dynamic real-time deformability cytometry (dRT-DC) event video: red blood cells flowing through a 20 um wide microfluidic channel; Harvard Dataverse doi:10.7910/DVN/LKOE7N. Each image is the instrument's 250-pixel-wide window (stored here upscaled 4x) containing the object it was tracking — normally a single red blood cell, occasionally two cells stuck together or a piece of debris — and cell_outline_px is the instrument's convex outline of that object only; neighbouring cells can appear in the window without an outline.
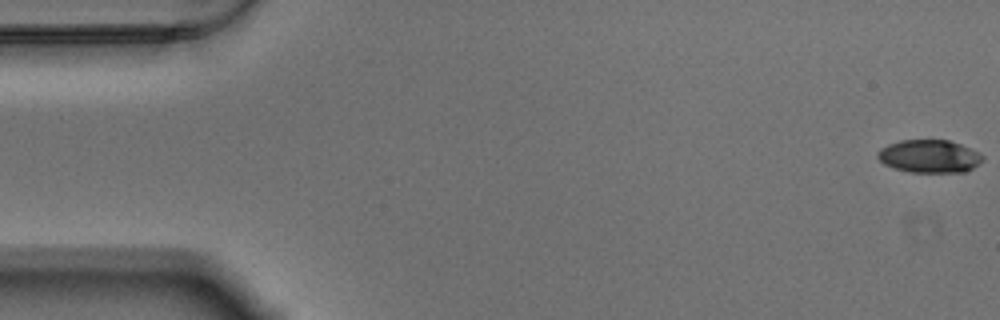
{"species": "Egyptian fruit bat (a non-hibernating species)", "species_latin": "Rousettus aegyptiacus", "temperature_condition": "warm", "stored_images_in_passage": 58, "camera_frame_rate_fps": 3000, "um_per_image_px": 0.085, "animal": {"sex": "male"}, "frame": {"image": 1, "passage_image": 1, "time_ms": 0.0, "image_size_px": [1000, 320], "cell_outline_px": [[984, 160], [972, 168], [964, 172], [912, 172], [896, 168], [884, 164], [876, 156], [880, 148], [888, 144], [900, 140], [948, 140], [960, 144], [984, 156]], "centroid_in_image_um": [78.98, 13.28], "position_along_channel_um": 6.0, "area_um2": 19.94}}
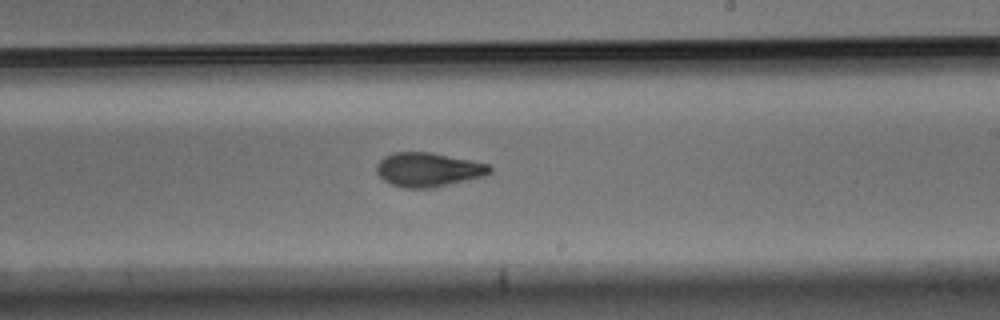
{"frame": {"image": 2, "passage_image": 34, "time_ms": 11.0, "image_size_px": [1000, 320], "cell_outline_px": [[492, 172], [484, 176], [432, 188], [404, 188], [392, 184], [384, 180], [376, 172], [376, 164], [384, 156], [392, 152], [432, 152], [472, 160], [488, 164], [492, 168]], "centroid_in_image_um": [36.4, 14.41], "position_along_channel_um": 252.6, "area_um2": 22.6}}
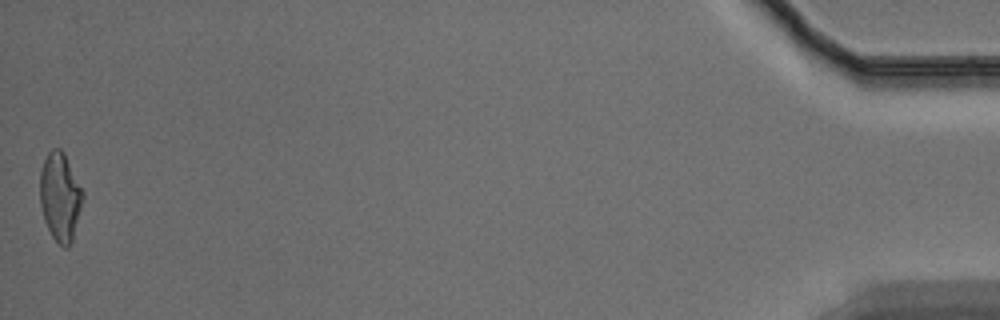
{"frame": {"image": 3, "passage_image": 58, "time_ms": 19.0, "image_size_px": [1000, 320], "cell_outline_px": [[84, 200], [72, 240], [68, 248], [64, 248], [52, 236], [44, 220], [40, 204], [40, 172], [44, 160], [48, 152], [52, 148], [60, 148], [64, 152], [84, 192]], "centroid_in_image_um": [5.12, 16.71], "position_along_channel_um": 430.1, "area_um2": 22.2}, "authors_computed_cell_mechanics": {"area_um2": 22.0218, "velocity_mm_per_s": 3.4777, "shape_relaxation_time_tau1_ms": 5.3321, "shape_relaxation_time_tau2_ms": 2.5284, "deformation_change_tau1": 0.172, "deformation_change_tau2": 0.091}}